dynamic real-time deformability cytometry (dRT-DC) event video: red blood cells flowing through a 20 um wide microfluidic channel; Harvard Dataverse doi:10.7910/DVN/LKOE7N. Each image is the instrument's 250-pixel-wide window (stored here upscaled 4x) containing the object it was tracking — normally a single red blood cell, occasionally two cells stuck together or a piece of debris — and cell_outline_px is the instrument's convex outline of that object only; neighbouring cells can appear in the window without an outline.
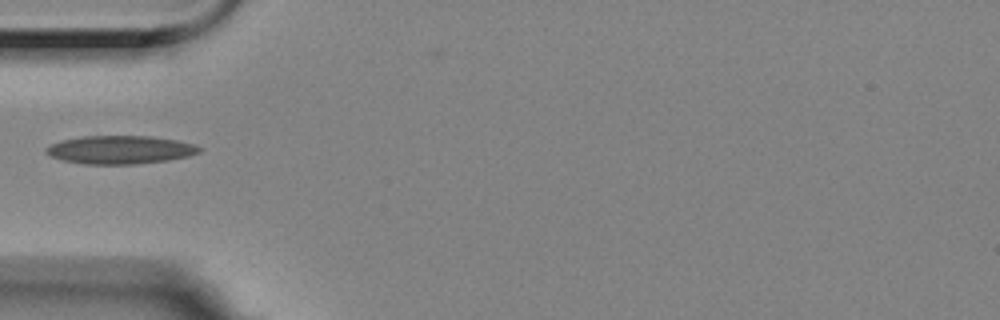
{"species": "Egyptian fruit bat (a non-hibernating species)", "species_latin": "Rousettus aegyptiacus", "temperature_condition": "room temperature", "stored_images_in_passage": 13, "camera_frame_rate_fps": 3000, "um_per_image_px": 0.085, "animal": {"sex": "female"}, "frame": {"image": 1, "passage_image": 1, "time_ms": 0.0, "image_size_px": [1000, 320], "cell_outline_px": [[204, 148], [200, 152], [188, 156], [168, 160], [136, 164], [84, 164], [64, 160], [48, 156], [44, 152], [44, 148], [60, 140], [84, 136], [152, 136], [176, 140], [196, 144]], "centroid_in_image_um": [10.22, 12.73], "position_along_channel_um": 74.8, "area_um2": 25.43}}
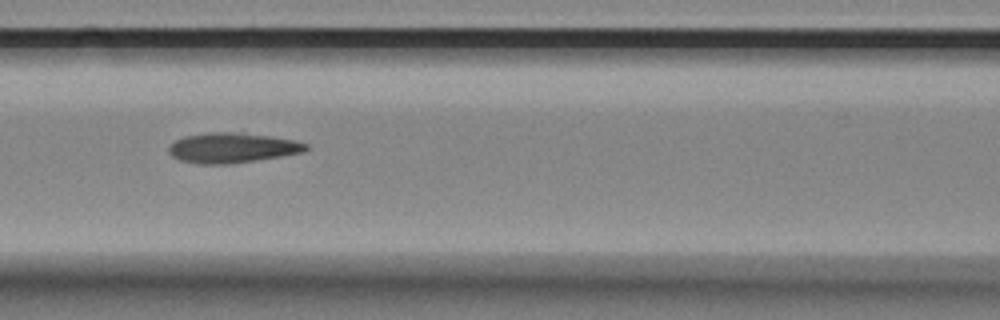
{"frame": {"image": 2, "passage_image": 7, "time_ms": 2.0, "image_size_px": [1000, 320], "cell_outline_px": [[308, 148], [304, 152], [232, 164], [196, 164], [180, 160], [172, 156], [168, 152], [168, 148], [176, 140], [184, 136], [208, 132], [244, 132], [292, 140], [308, 144]], "centroid_in_image_um": [19.71, 12.56], "position_along_channel_um": 146.9, "area_um2": 24.04}}
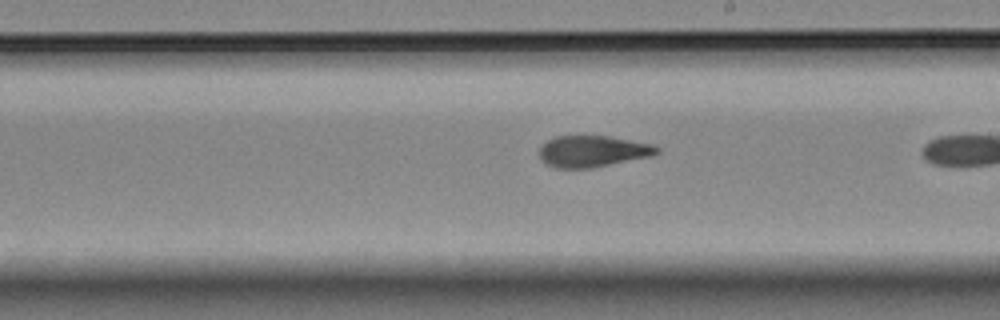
{"frame": {"image": 3, "passage_image": 12, "time_ms": 3.667, "image_size_px": [1000, 320], "cell_outline_px": [[660, 152], [652, 156], [592, 168], [556, 168], [544, 164], [540, 156], [540, 148], [548, 140], [556, 136], [608, 136], [652, 144], [660, 148]], "centroid_in_image_um": [50.39, 12.87], "position_along_channel_um": 238.6, "area_um2": 21.5}}